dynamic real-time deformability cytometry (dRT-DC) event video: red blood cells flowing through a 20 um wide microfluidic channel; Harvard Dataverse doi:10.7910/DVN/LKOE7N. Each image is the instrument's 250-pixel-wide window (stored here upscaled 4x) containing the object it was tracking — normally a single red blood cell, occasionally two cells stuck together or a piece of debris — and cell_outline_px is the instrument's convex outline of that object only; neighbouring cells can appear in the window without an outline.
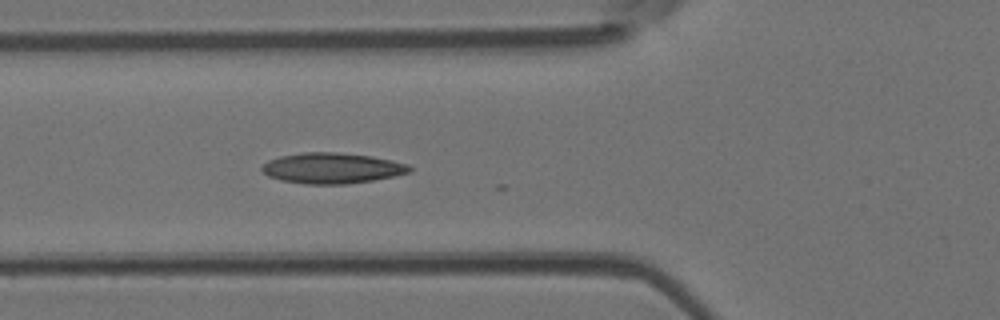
{"species": "Egyptian fruit bat (a non-hibernating species)", "species_latin": "Rousettus aegyptiacus", "temperature_condition": "room temperature", "stored_images_in_passage": 4, "camera_frame_rate_fps": 3000, "um_per_image_px": 0.085, "animal": {"sex": "female"}, "frame": {"image": 1, "passage_image": 3, "time_ms": 0.667, "image_size_px": [1000, 320], "cell_outline_px": [[412, 172], [372, 180], [348, 184], [304, 184], [280, 180], [268, 176], [260, 168], [268, 160], [280, 156], [304, 152], [336, 152], [372, 156], [392, 160], [408, 164], [412, 168]], "centroid_in_image_um": [28.22, 14.29], "position_along_channel_um": 97.6, "area_um2": 26.41}}